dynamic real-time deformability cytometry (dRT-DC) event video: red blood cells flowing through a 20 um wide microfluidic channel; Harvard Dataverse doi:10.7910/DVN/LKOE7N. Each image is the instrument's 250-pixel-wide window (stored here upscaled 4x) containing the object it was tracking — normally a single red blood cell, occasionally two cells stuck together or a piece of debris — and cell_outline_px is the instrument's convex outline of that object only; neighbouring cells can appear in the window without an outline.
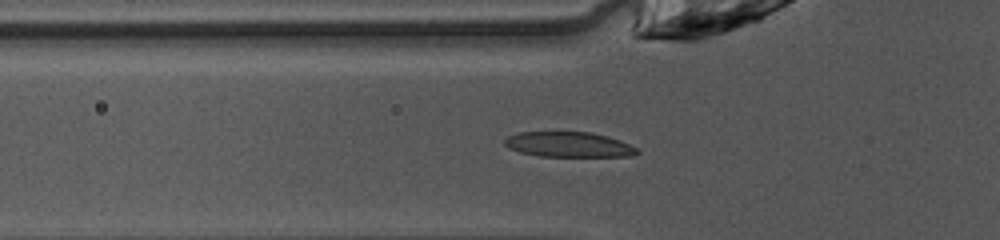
{"species": "common noctule bat (a hibernating species)", "species_latin": "Nyctalus noctula", "temperature_condition": "warm", "stored_images_in_passage": 38, "camera_frame_rate_fps": 3000, "um_per_image_px": 0.085, "animal": {"sex": "female", "body_mass_g": 10.0, "forearm_length_mm": 53.1}, "frame": {"image": 1, "passage_image": 7, "time_ms": 2.0, "image_size_px": [1000, 240], "cell_outline_px": [[640, 152], [632, 156], [540, 156], [520, 152], [508, 148], [504, 144], [504, 140], [508, 136], [520, 132], [592, 132], [608, 136], [620, 140], [636, 148]], "centroid_in_image_um": [48.33, 12.28], "position_along_channel_um": 77.5, "area_um2": 19.36}}
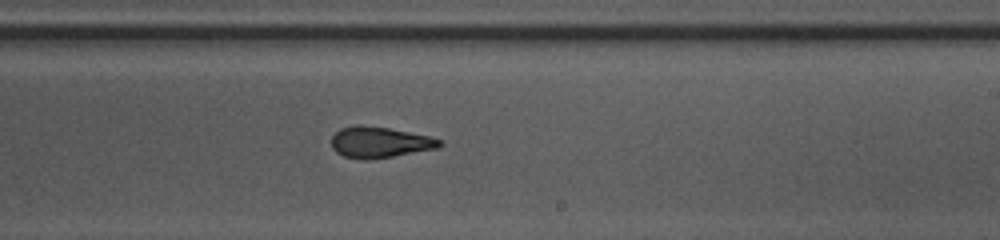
{"frame": {"image": 2, "passage_image": 20, "time_ms": 6.333, "image_size_px": [1000, 240], "cell_outline_px": [[444, 144], [440, 148], [392, 156], [344, 156], [336, 152], [332, 148], [332, 136], [340, 128], [356, 124], [388, 128], [432, 136], [444, 140]], "centroid_in_image_um": [32.36, 12.04], "position_along_channel_um": 256.6, "area_um2": 19.02}}
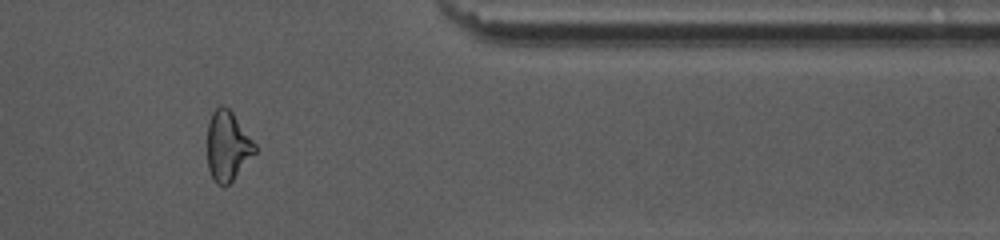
{"frame": {"image": 3, "passage_image": 31, "time_ms": 10.0, "image_size_px": [1000, 240], "cell_outline_px": [[256, 152], [232, 180], [224, 188], [216, 184], [208, 168], [208, 124], [212, 112], [220, 104], [228, 108], [232, 112], [256, 144]], "centroid_in_image_um": [19.34, 12.42], "position_along_channel_um": 392.1, "area_um2": 19.19}}